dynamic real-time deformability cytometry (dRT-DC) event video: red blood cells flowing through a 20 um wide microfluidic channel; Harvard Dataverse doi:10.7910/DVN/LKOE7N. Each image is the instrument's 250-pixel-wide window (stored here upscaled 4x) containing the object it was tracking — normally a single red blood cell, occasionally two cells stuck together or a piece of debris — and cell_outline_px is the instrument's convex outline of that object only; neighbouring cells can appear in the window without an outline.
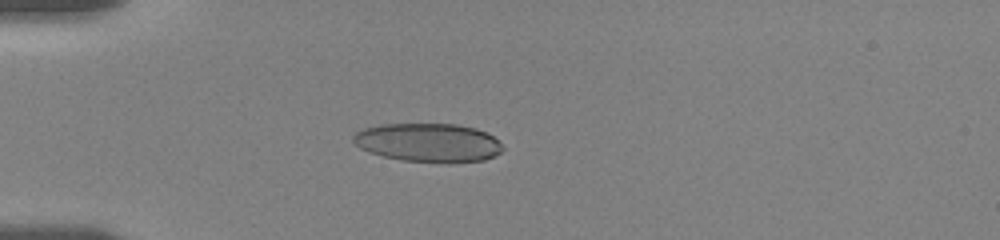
{"species": "human", "species_latin": "Homo sapiens", "temperature_condition": "room temperature", "stored_images_in_passage": 41, "camera_frame_rate_fps": 3000, "um_per_image_px": 0.085, "donor": {"sex": "female"}, "frame": {"image": 1, "passage_image": 36, "time_ms": 5.0, "image_size_px": [1000, 240], "cell_outline_px": [[504, 148], [500, 152], [484, 160], [448, 164], [400, 160], [368, 152], [360, 148], [352, 140], [352, 136], [356, 132], [364, 128], [380, 124], [456, 124], [476, 128], [492, 136]], "centroid_in_image_um": [36.38, 12.13], "position_along_channel_um": 48.6, "area_um2": 33.93}}